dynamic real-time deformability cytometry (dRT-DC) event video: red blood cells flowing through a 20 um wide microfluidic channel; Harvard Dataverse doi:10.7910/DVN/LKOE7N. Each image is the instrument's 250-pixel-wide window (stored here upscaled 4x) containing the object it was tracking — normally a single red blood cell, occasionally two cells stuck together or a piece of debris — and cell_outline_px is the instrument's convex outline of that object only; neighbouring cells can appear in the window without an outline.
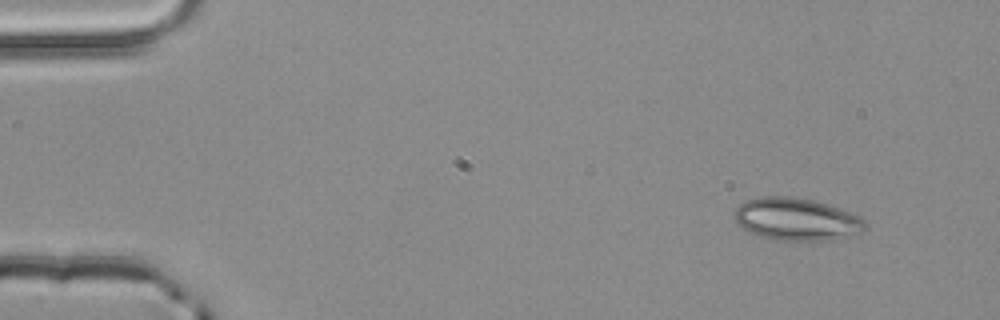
{"species": "common noctule bat (a hibernating species)", "species_latin": "Nyctalus noctula", "temperature_condition": "room temperature", "stored_images_in_passage": 3, "camera_frame_rate_fps": 3000, "um_per_image_px": 0.085, "animal": {"sex": "male", "body_mass_g": 20.4}, "frame": {"image": 1, "passage_image": 1, "time_ms": 0.0, "image_size_px": [1000, 320], "cell_outline_px": [[868, 228], [860, 232], [832, 240], [776, 240], [760, 236], [736, 224], [732, 216], [736, 208], [744, 200], [764, 196], [792, 196], [812, 200], [840, 208], [860, 216], [868, 224]], "centroid_in_image_um": [67.69, 18.62], "position_along_channel_um": 17.3, "area_um2": 32.48}}